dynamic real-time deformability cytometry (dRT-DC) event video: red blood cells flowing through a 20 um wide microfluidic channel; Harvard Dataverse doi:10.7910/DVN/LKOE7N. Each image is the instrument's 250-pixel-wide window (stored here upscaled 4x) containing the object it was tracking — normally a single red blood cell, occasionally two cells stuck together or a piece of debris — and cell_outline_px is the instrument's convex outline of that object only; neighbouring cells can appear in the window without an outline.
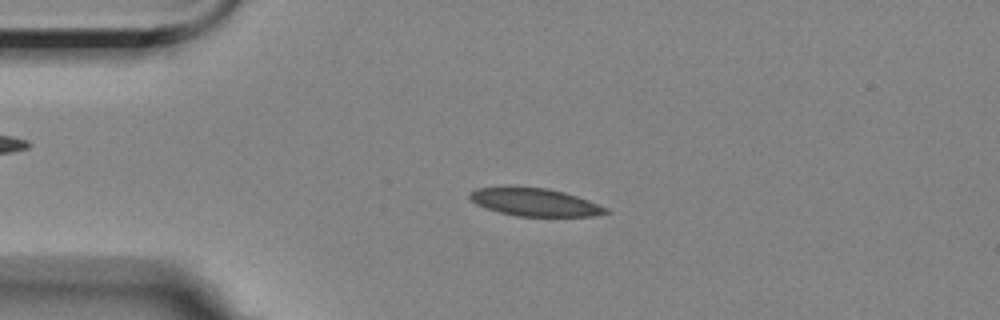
{"species": "Egyptian fruit bat (a non-hibernating species)", "species_latin": "Rousettus aegyptiacus", "temperature_condition": "room temperature", "stored_images_in_passage": 56, "camera_frame_rate_fps": 3000, "um_per_image_px": 0.085, "animal": {"sex": "female"}, "frame": {"image": 1, "passage_image": 12, "time_ms": 3.667, "image_size_px": [1000, 320], "cell_outline_px": [[612, 212], [596, 216], [516, 216], [500, 212], [476, 204], [468, 196], [468, 192], [476, 188], [508, 184], [548, 188], [564, 192], [588, 200], [608, 208]], "centroid_in_image_um": [45.42, 17.14], "position_along_channel_um": 39.6, "area_um2": 22.72}}
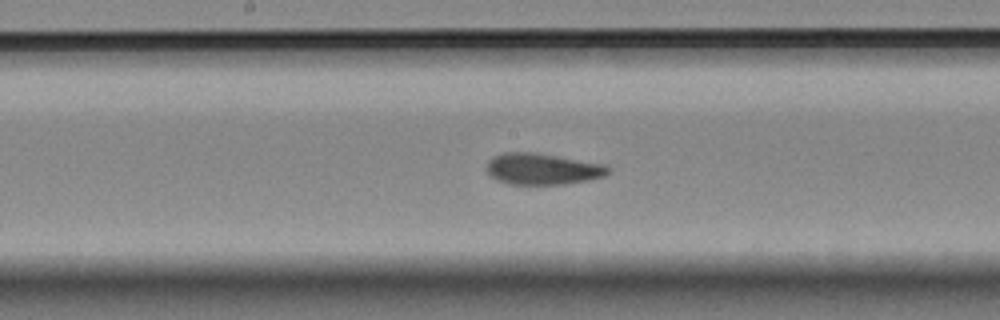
{"frame": {"image": 2, "passage_image": 28, "time_ms": 9.0, "image_size_px": [1000, 320], "cell_outline_px": [[612, 168], [604, 176], [588, 180], [564, 184], [508, 184], [492, 176], [488, 172], [488, 160], [492, 156], [504, 152], [536, 152], [608, 164]], "centroid_in_image_um": [46.17, 14.34], "position_along_channel_um": 202.0, "area_um2": 22.31}}
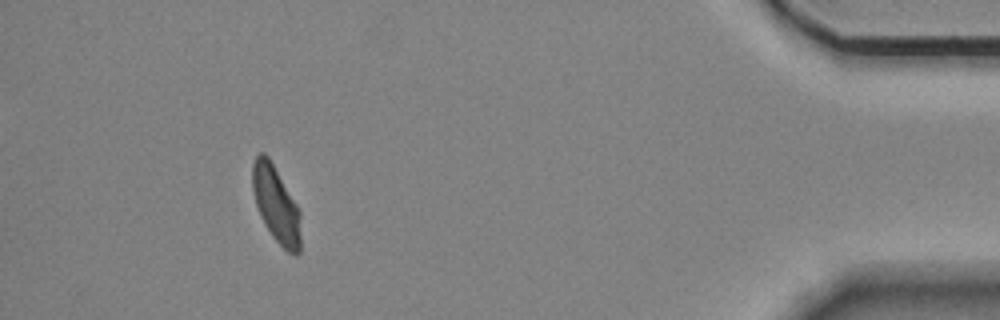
{"frame": {"image": 3, "passage_image": 51, "time_ms": 16.667, "image_size_px": [1000, 320], "cell_outline_px": [[300, 252], [296, 256], [288, 252], [272, 236], [260, 216], [256, 204], [252, 188], [252, 164], [256, 156], [260, 152], [264, 152], [268, 156], [300, 208]], "centroid_in_image_um": [23.47, 17.36], "position_along_channel_um": 411.7, "area_um2": 21.56}, "authors_computed_cell_mechanics": {"area_um2": 22.3108, "velocity_mm_per_s": 3.5098, "shape_relaxation_time_tau1_ms": 5.4557, "shape_relaxation_time_tau2_ms": 1.3249, "deformation_change_tau1": 0.1246, "deformation_change_tau2": 0.0569}}